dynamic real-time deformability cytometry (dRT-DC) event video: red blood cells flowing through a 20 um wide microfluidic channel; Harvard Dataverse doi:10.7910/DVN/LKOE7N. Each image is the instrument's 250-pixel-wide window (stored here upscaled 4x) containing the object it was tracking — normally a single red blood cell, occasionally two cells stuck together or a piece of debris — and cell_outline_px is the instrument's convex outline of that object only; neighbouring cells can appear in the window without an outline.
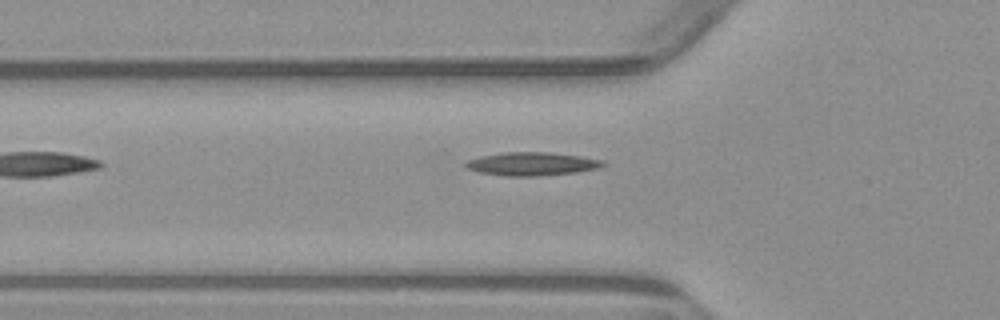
{"species": "common noctule bat (a hibernating species)", "species_latin": "Nyctalus noctula", "temperature_condition": "warm", "stored_images_in_passage": 5, "camera_frame_rate_fps": 3000, "um_per_image_px": 0.085, "animal": {"sex": "male", "body_mass_g": 23.1, "forearm_length_mm": 52.7}, "frame": {"image": 1, "passage_image": 5, "time_ms": 6.333, "image_size_px": [1000, 320], "cell_outline_px": [[608, 164], [596, 168], [576, 172], [536, 176], [508, 176], [476, 172], [468, 168], [464, 164], [468, 160], [480, 156], [504, 152], [548, 152], [580, 156], [604, 160]], "centroid_in_image_um": [45.21, 13.92], "position_along_channel_um": 80.6, "area_um2": 18.61}}